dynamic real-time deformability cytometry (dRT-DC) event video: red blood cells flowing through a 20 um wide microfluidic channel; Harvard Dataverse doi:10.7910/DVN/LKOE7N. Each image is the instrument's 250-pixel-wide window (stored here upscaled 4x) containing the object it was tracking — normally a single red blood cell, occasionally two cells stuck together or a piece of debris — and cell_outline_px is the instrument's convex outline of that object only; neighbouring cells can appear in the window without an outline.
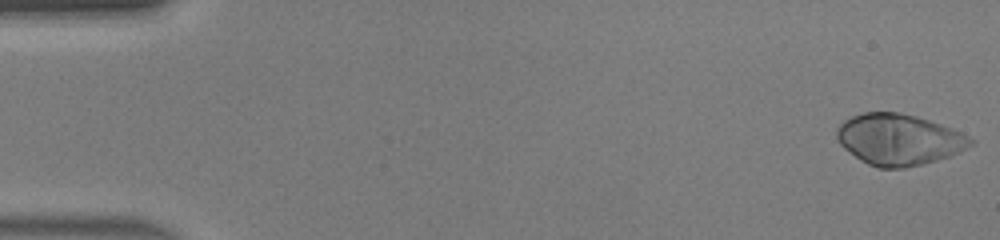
{"species": "human", "species_latin": "Homo sapiens", "temperature_condition": "warm", "stored_images_in_passage": 46, "camera_frame_rate_fps": 3000, "um_per_image_px": 0.085, "donor": {"sex": "male"}, "frame": {"image": 1, "passage_image": 1, "time_ms": 0.0, "image_size_px": [1000, 240], "cell_outline_px": [[976, 144], [960, 152], [936, 160], [904, 168], [880, 168], [868, 164], [860, 160], [844, 148], [840, 144], [836, 136], [836, 128], [844, 120], [852, 116], [864, 112], [900, 112], [916, 116], [952, 128], [976, 140]], "centroid_in_image_um": [76.41, 11.85], "position_along_channel_um": 8.6, "area_um2": 39.88}}
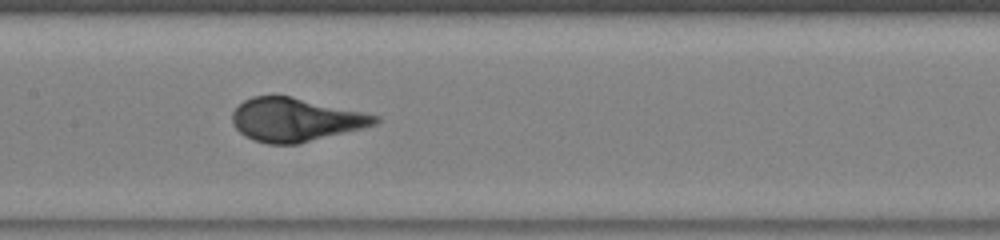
{"frame": {"image": 2, "passage_image": 23, "time_ms": 7.333, "image_size_px": [1000, 240], "cell_outline_px": [[380, 120], [376, 124], [364, 128], [300, 144], [268, 144], [252, 140], [244, 136], [232, 124], [232, 112], [244, 100], [252, 96], [288, 96], [380, 116]], "centroid_in_image_um": [25.09, 10.2], "position_along_channel_um": 182.3, "area_um2": 36.01}}
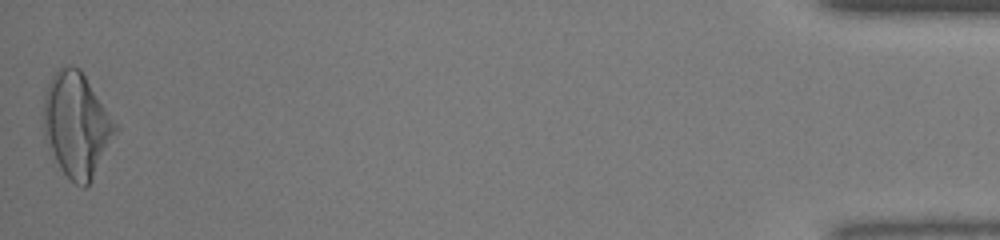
{"frame": {"image": 3, "passage_image": 46, "time_ms": 15.0, "image_size_px": [1000, 240], "cell_outline_px": [[120, 128], [88, 184], [84, 188], [76, 184], [60, 168], [44, 136], [44, 92], [52, 76], [60, 68], [68, 64], [80, 68], [120, 124]], "centroid_in_image_um": [6.56, 10.55], "position_along_channel_um": 428.6, "area_um2": 43.81}}